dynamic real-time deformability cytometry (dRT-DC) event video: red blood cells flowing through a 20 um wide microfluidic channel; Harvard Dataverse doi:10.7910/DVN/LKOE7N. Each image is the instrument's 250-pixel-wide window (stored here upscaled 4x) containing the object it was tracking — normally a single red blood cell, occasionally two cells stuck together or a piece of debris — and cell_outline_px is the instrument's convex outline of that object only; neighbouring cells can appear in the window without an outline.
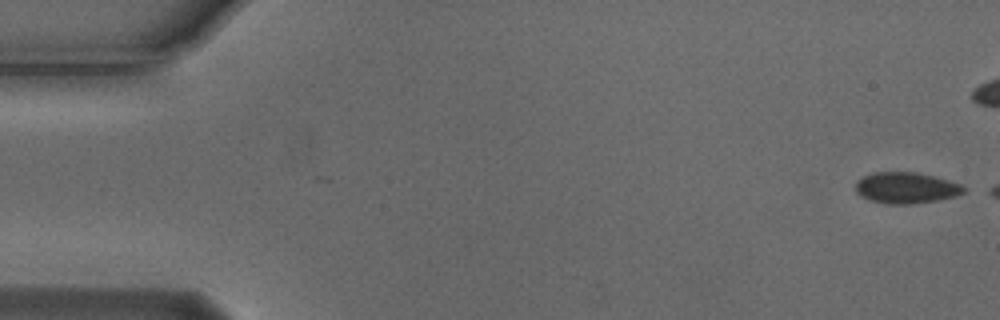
{"species": "Egyptian fruit bat (a non-hibernating species)", "species_latin": "Rousettus aegyptiacus", "temperature_condition": "cold", "stored_images_in_passage": 17, "camera_frame_rate_fps": 3000, "um_per_image_px": 0.085, "animal": {"sex": "male"}, "frame": {"image": 1, "passage_image": 1, "time_ms": 0.0, "image_size_px": [1000, 320], "cell_outline_px": [[968, 188], [964, 192], [956, 196], [940, 200], [912, 204], [884, 204], [860, 196], [856, 192], [856, 180], [872, 172], [916, 172], [932, 176], [960, 184]], "centroid_in_image_um": [77.01, 15.97], "position_along_channel_um": 8.0, "area_um2": 19.71}}